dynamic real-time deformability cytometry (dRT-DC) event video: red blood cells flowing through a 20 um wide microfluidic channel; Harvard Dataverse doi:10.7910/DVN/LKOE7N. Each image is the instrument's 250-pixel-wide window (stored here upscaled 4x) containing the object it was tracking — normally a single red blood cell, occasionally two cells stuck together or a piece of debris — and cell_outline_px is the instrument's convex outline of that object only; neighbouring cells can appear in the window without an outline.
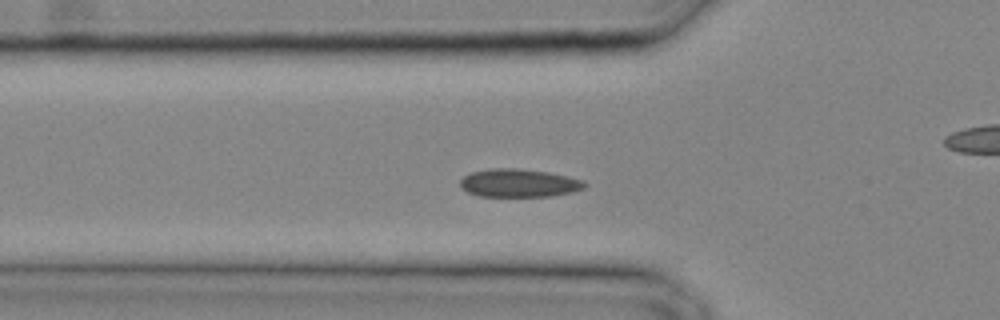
{"species": "common noctule bat (a hibernating species)", "species_latin": "Nyctalus noctula", "temperature_condition": "cold", "stored_images_in_passage": 24, "camera_frame_rate_fps": 3000, "um_per_image_px": 0.085, "animal": {"sex": "male", "body_mass_g": 20.4}, "frame": {"image": 1, "passage_image": 8, "time_ms": 2.333, "image_size_px": [1000, 320], "cell_outline_px": [[588, 184], [584, 188], [572, 192], [552, 196], [480, 196], [468, 192], [460, 188], [460, 180], [464, 176], [472, 172], [488, 168], [520, 168], [548, 172], [568, 176], [584, 180]], "centroid_in_image_um": [44.12, 15.55], "position_along_channel_um": 81.7, "area_um2": 20.58}}
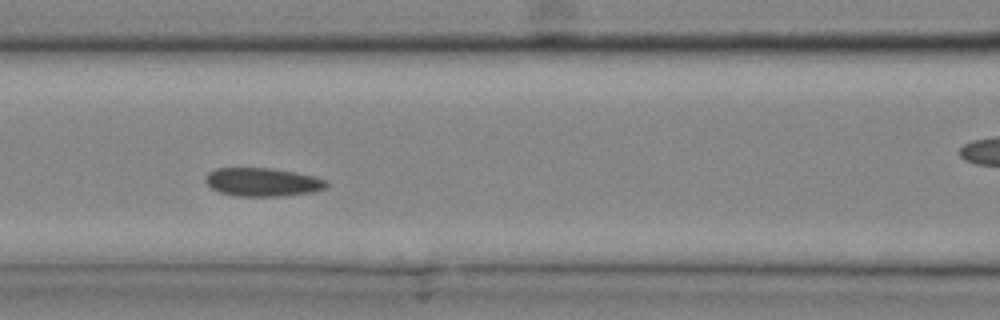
{"frame": {"image": 2, "passage_image": 11, "time_ms": 3.333, "image_size_px": [1000, 320], "cell_outline_px": [[328, 188], [312, 192], [280, 196], [236, 196], [220, 192], [212, 188], [204, 180], [204, 176], [208, 172], [216, 168], [272, 168], [296, 172], [316, 176], [328, 180]], "centroid_in_image_um": [22.35, 15.47], "position_along_channel_um": 144.3, "area_um2": 20.29}}